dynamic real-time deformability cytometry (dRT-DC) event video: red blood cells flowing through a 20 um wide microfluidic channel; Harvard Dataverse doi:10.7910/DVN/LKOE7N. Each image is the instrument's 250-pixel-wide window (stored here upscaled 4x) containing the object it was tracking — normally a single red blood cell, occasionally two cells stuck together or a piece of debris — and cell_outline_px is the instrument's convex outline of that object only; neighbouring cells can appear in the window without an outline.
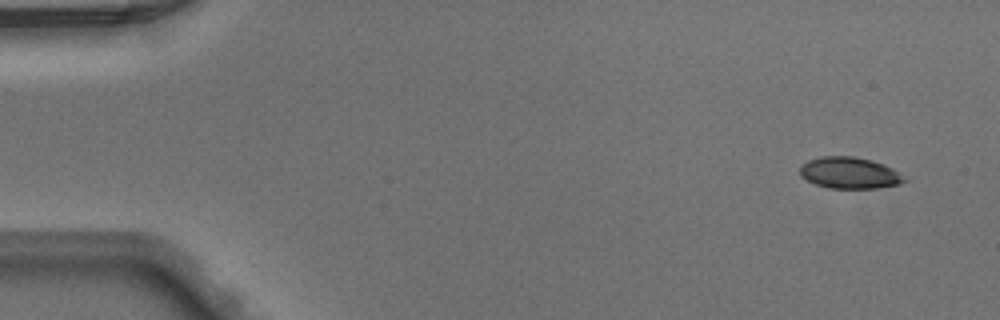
{"species": "Egyptian fruit bat (a non-hibernating species)", "species_latin": "Rousettus aegyptiacus", "temperature_condition": "warm", "stored_images_in_passage": 39, "camera_frame_rate_fps": 3000, "um_per_image_px": 0.085, "animal": {"sex": "male"}, "frame": {"image": 1, "passage_image": 1, "time_ms": 0.0, "image_size_px": [1000, 320], "cell_outline_px": [[908, 180], [900, 184], [876, 188], [828, 188], [816, 184], [800, 176], [800, 168], [808, 160], [820, 156], [852, 156], [872, 160], [892, 168]], "centroid_in_image_um": [72.21, 14.69], "position_along_channel_um": 12.8, "area_um2": 19.02}}
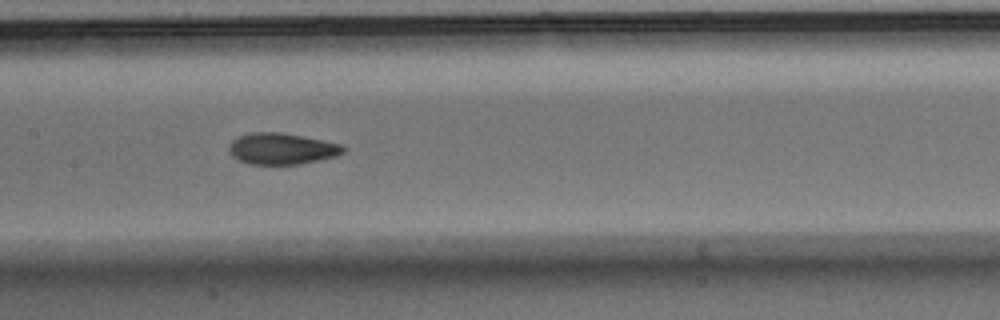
{"frame": {"image": 2, "passage_image": 22, "time_ms": 7.0, "image_size_px": [1000, 320], "cell_outline_px": [[344, 152], [336, 156], [300, 164], [252, 164], [240, 160], [232, 156], [228, 152], [228, 144], [236, 136], [252, 132], [280, 132], [340, 144], [344, 148]], "centroid_in_image_um": [23.88, 12.63], "position_along_channel_um": 183.5, "area_um2": 20.69}}
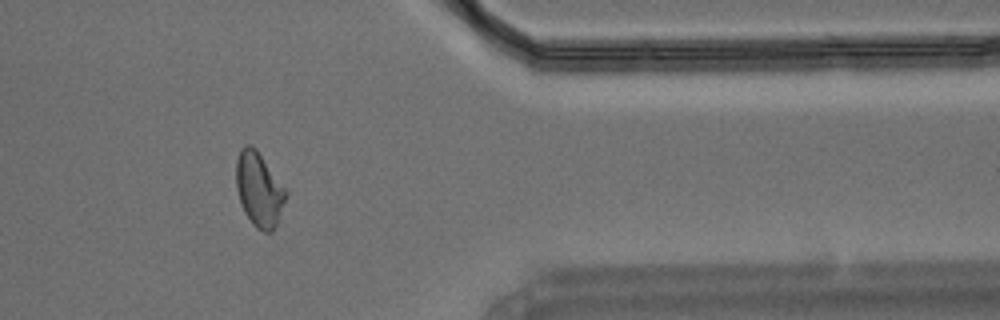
{"frame": {"image": 3, "passage_image": 38, "time_ms": 12.333, "image_size_px": [1000, 320], "cell_outline_px": [[288, 196], [276, 224], [272, 232], [264, 232], [256, 228], [252, 224], [244, 212], [240, 204], [236, 188], [236, 160], [240, 148], [244, 144], [252, 144], [256, 148], [288, 192]], "centroid_in_image_um": [22.01, 16.09], "position_along_channel_um": 389.4, "area_um2": 21.79}}